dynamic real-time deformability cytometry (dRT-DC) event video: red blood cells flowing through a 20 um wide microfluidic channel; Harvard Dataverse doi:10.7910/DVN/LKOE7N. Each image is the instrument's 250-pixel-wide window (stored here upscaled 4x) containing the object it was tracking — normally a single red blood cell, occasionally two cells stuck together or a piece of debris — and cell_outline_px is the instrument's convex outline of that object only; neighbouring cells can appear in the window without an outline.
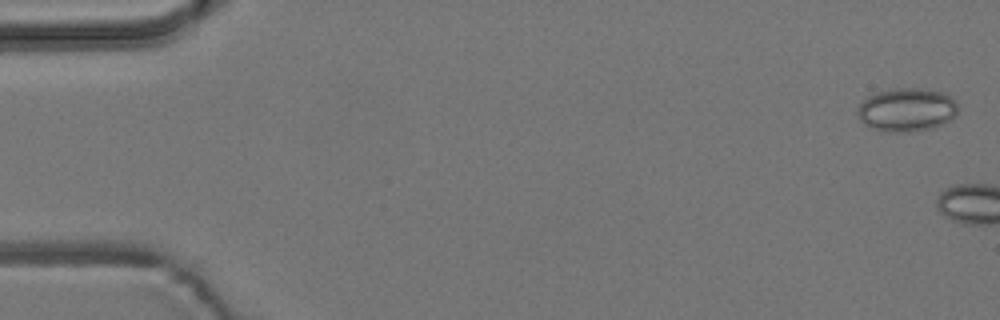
{"species": "common noctule bat (a hibernating species)", "species_latin": "Nyctalus noctula", "temperature_condition": "room temperature", "stored_images_in_passage": 5, "camera_frame_rate_fps": 3000, "um_per_image_px": 0.085, "animal": {"sex": "male", "body_mass_g": 19.2, "forearm_length_mm": 51.8}, "frame": {"image": 1, "passage_image": 2, "time_ms": 0.333, "image_size_px": [1000, 320], "cell_outline_px": [[956, 116], [932, 128], [912, 132], [880, 132], [864, 124], [860, 120], [856, 112], [860, 104], [868, 96], [876, 92], [892, 88], [920, 88], [940, 92], [952, 96], [956, 100]], "centroid_in_image_um": [77.04, 9.33], "position_along_channel_um": 8.0, "area_um2": 25.61}}